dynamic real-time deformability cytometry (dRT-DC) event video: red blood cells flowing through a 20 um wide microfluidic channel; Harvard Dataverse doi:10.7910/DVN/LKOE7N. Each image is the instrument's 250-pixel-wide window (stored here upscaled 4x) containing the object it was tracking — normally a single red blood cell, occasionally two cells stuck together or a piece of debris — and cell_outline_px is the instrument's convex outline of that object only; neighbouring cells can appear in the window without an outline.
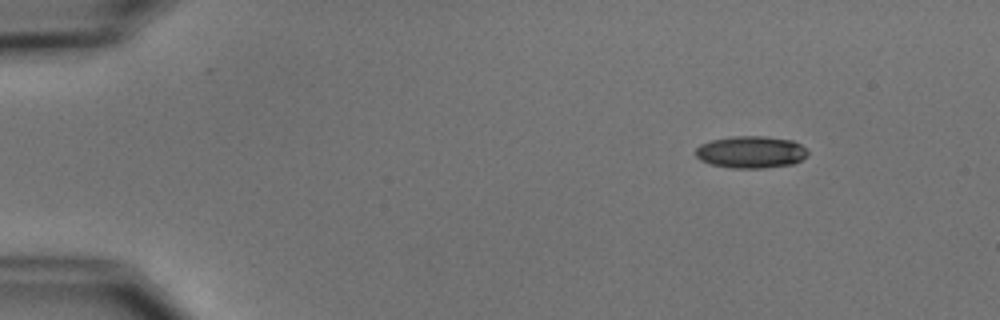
{"species": "common noctule bat (a hibernating species)", "species_latin": "Nyctalus noctula", "temperature_condition": "cold", "stored_images_in_passage": 6, "camera_frame_rate_fps": 3000, "um_per_image_px": 0.085, "animal": {"sex": "male", "body_mass_g": 15.6}, "frame": {"image": 1, "passage_image": 1, "time_ms": 0.0, "image_size_px": [1000, 320], "cell_outline_px": [[808, 156], [792, 164], [764, 168], [732, 168], [712, 164], [700, 160], [696, 156], [696, 148], [700, 144], [712, 140], [732, 136], [764, 136], [792, 140], [800, 144], [808, 152]], "centroid_in_image_um": [63.83, 12.92], "position_along_channel_um": 21.2, "area_um2": 20.92}}
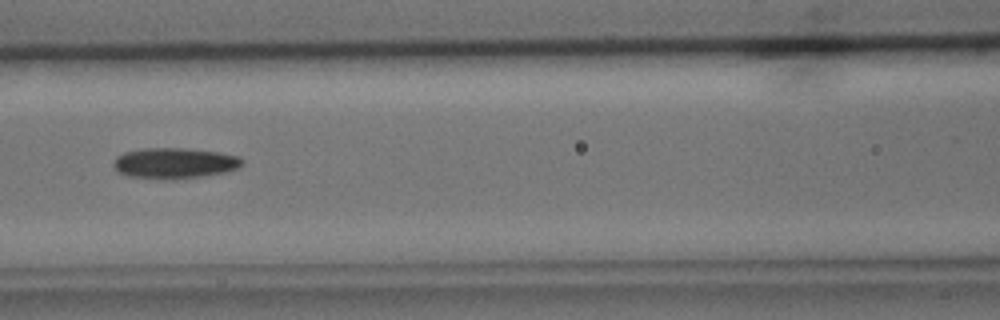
{"frame": {"image": 2, "passage_image": 6, "time_ms": 6.0, "image_size_px": [1000, 320], "cell_outline_px": [[244, 164], [240, 168], [224, 172], [204, 176], [164, 180], [128, 176], [120, 172], [112, 164], [116, 156], [124, 152], [144, 148], [184, 148], [220, 152], [240, 156], [244, 160]], "centroid_in_image_um": [14.87, 13.86], "position_along_channel_um": 151.7, "area_um2": 23.29}}